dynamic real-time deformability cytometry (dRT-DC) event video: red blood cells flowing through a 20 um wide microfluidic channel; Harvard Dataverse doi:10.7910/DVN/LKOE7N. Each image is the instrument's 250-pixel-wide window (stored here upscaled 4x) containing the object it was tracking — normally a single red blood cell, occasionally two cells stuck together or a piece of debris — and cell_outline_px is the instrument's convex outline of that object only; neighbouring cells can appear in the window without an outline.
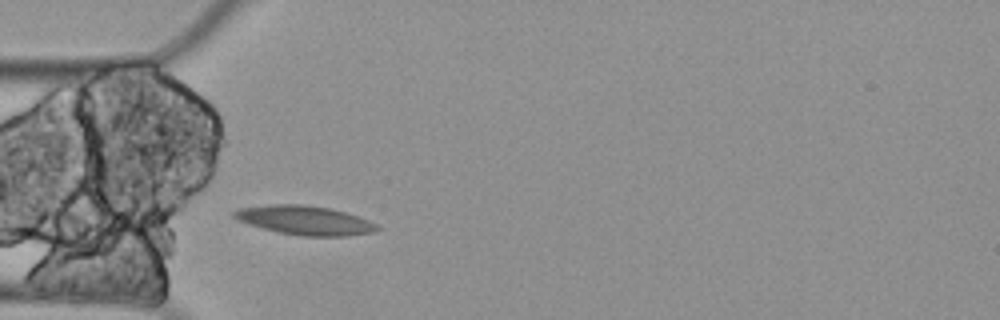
{"species": "Egyptian fruit bat (a non-hibernating species)", "species_latin": "Rousettus aegyptiacus", "temperature_condition": "cold", "stored_images_in_passage": 3, "camera_frame_rate_fps": 3000, "um_per_image_px": 0.085, "animal": {"sex": "female"}, "frame": {"image": 1, "passage_image": 3, "time_ms": 0.667, "image_size_px": [1000, 320], "cell_outline_px": [[380, 228], [372, 232], [348, 236], [300, 236], [280, 232], [248, 224], [236, 220], [232, 216], [232, 212], [240, 208], [268, 204], [304, 204], [328, 208], [344, 212], [368, 220], [376, 224]], "centroid_in_image_um": [25.86, 18.72], "position_along_channel_um": 59.1, "area_um2": 24.1}}